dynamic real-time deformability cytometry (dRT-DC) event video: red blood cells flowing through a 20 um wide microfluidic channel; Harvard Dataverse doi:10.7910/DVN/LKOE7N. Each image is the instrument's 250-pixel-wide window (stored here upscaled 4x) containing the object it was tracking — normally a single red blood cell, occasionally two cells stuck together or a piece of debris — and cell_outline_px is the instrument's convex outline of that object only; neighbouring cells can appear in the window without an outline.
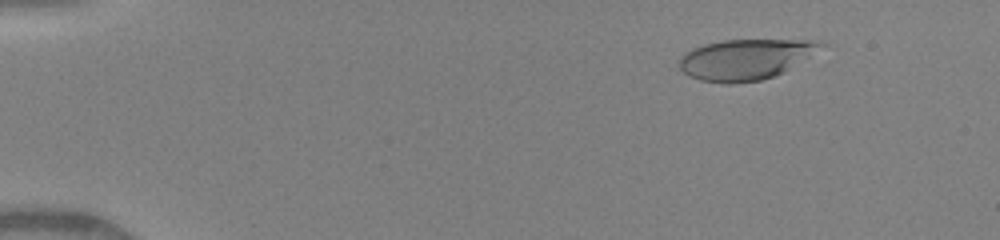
{"species": "human", "species_latin": "Homo sapiens", "temperature_condition": "warm", "stored_images_in_passage": 23, "camera_frame_rate_fps": 3000, "um_per_image_px": 0.085, "donor": {"sex": "female"}, "frame": {"image": 1, "passage_image": 8, "time_ms": 1.667, "image_size_px": [1000, 240], "cell_outline_px": [[828, 44], [784, 72], [760, 80], [732, 84], [728, 84], [700, 80], [688, 76], [680, 68], [680, 56], [684, 52], [692, 48], [704, 44], [724, 40], [816, 40]], "centroid_in_image_um": [63.34, 5.04], "position_along_channel_um": 21.7, "area_um2": 33.41}}